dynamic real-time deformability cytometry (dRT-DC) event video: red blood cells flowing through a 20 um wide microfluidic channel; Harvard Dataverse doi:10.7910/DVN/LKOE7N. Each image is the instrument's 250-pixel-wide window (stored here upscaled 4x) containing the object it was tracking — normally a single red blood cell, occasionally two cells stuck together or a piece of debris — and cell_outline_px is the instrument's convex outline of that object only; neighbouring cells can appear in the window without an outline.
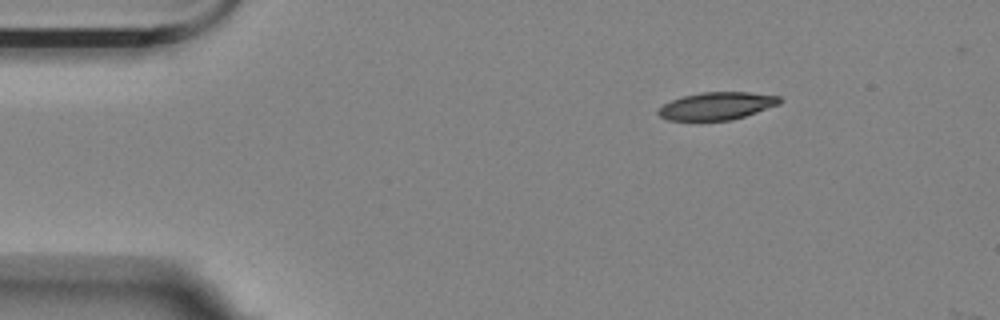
{"species": "Egyptian fruit bat (a non-hibernating species)", "species_latin": "Rousettus aegyptiacus", "temperature_condition": "room temperature", "stored_images_in_passage": 2, "camera_frame_rate_fps": 3000, "um_per_image_px": 0.085, "animal": {"sex": "female"}, "frame": {"image": 1, "passage_image": 1, "time_ms": 0.0, "image_size_px": [1000, 320], "cell_outline_px": [[784, 100], [780, 104], [732, 120], [668, 120], [660, 116], [656, 112], [664, 104], [672, 100], [684, 96], [700, 92], [748, 92], [780, 96]], "centroid_in_image_um": [60.96, 9.0], "position_along_channel_um": 24.0, "area_um2": 19.42}}